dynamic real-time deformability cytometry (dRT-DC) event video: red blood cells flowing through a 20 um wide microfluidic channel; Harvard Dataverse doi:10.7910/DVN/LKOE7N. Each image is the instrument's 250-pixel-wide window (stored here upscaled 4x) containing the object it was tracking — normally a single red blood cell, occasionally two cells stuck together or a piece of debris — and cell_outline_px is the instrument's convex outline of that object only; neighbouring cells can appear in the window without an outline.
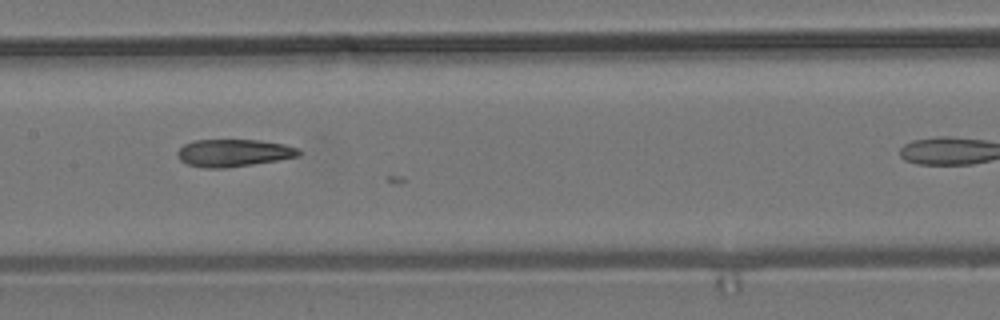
{"species": "common noctule bat (a hibernating species)", "species_latin": "Nyctalus noctula", "temperature_condition": "room temperature", "stored_images_in_passage": 16, "camera_frame_rate_fps": 3000, "um_per_image_px": 0.085, "animal": {"sex": "male", "body_mass_g": 19.2, "forearm_length_mm": 51.8}, "frame": {"image": 1, "passage_image": 15, "time_ms": 4.667, "image_size_px": [1000, 320], "cell_outline_px": [[300, 156], [252, 164], [224, 168], [204, 168], [188, 164], [180, 160], [176, 156], [176, 152], [184, 144], [192, 140], [260, 140], [284, 144], [300, 148]], "centroid_in_image_um": [19.84, 12.99], "position_along_channel_um": 187.6, "area_um2": 19.42}}